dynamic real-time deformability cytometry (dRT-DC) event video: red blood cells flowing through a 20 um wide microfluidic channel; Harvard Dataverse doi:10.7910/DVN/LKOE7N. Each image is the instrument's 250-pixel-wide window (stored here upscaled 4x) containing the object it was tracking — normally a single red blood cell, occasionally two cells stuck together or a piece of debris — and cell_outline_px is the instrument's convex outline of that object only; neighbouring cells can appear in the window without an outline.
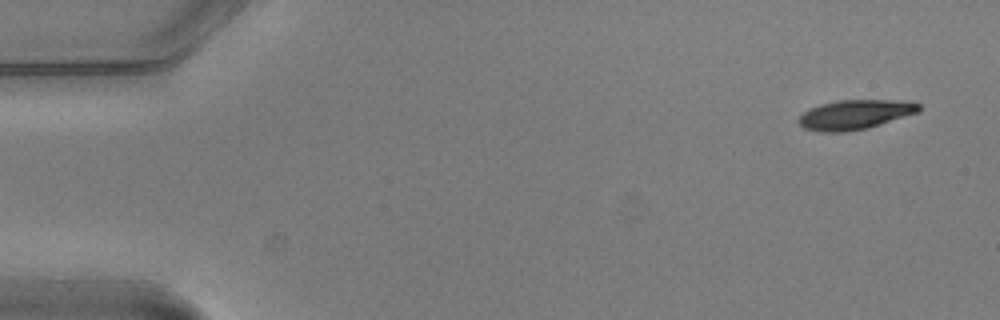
{"species": "common noctule bat (a hibernating species)", "species_latin": "Nyctalus noctula", "temperature_condition": "warm", "stored_images_in_passage": 5, "camera_frame_rate_fps": 3000, "um_per_image_px": 0.085, "animal": {"sex": "male", "body_mass_g": 20.5, "forearm_length_mm": 52.5}, "frame": {"image": 1, "passage_image": 1, "time_ms": 0.0, "image_size_px": [1000, 320], "cell_outline_px": [[920, 112], [868, 128], [844, 132], [820, 132], [804, 128], [796, 120], [804, 112], [820, 104], [836, 100], [908, 100], [920, 104]], "centroid_in_image_um": [72.7, 9.73], "position_along_channel_um": 12.3, "area_um2": 20.87}}